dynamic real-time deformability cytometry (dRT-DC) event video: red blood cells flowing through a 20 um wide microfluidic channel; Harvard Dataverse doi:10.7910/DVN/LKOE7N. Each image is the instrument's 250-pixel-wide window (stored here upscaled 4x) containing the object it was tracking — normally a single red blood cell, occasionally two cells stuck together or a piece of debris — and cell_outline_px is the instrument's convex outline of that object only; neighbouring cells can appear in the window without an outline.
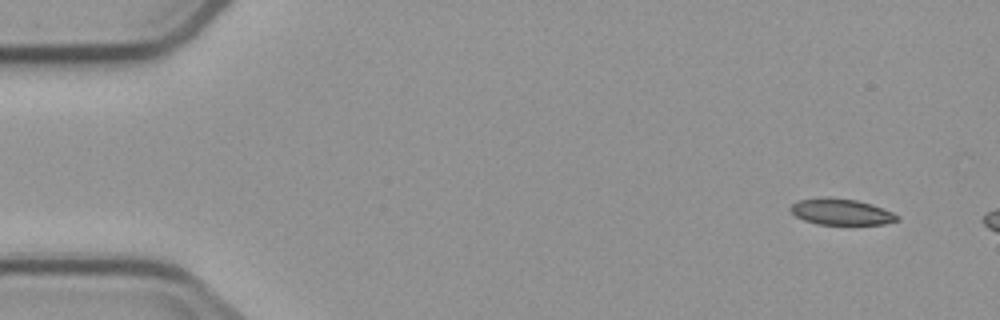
{"species": "common noctule bat (a hibernating species)", "species_latin": "Nyctalus noctula", "temperature_condition": "cold", "stored_images_in_passage": 3, "camera_frame_rate_fps": 3000, "um_per_image_px": 0.085, "animal": {"sex": "male", "body_mass_g": 23.1, "forearm_length_mm": 52.7}, "frame": {"image": 1, "passage_image": 1, "time_ms": 0.0, "image_size_px": [1000, 320], "cell_outline_px": [[900, 220], [884, 224], [816, 224], [804, 220], [796, 216], [788, 208], [796, 200], [828, 196], [856, 200], [872, 204], [892, 212], [900, 216]], "centroid_in_image_um": [71.48, 17.99], "position_along_channel_um": 13.5, "area_um2": 16.42}}